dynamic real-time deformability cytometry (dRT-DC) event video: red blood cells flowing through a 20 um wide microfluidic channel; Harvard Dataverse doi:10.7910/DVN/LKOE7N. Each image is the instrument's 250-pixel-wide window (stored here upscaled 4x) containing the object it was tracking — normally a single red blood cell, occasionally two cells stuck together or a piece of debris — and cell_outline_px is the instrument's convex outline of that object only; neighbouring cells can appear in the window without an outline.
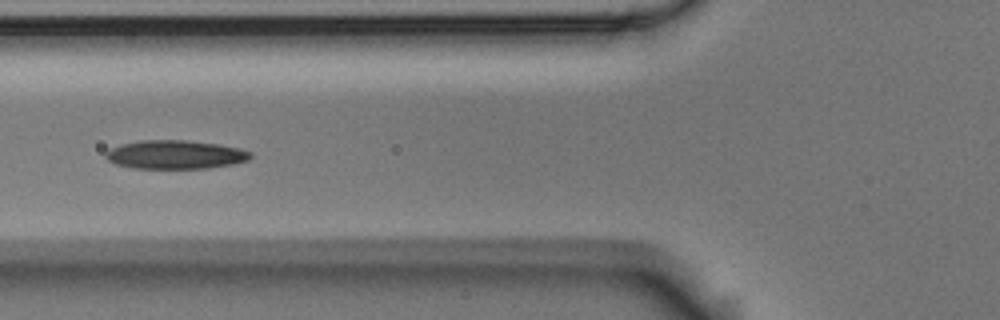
{"species": "Egyptian fruit bat (a non-hibernating species)", "species_latin": "Rousettus aegyptiacus", "temperature_condition": "room temperature", "stored_images_in_passage": 7, "camera_frame_rate_fps": 3000, "um_per_image_px": 0.085, "animal": {"sex": "male"}, "frame": {"image": 1, "passage_image": 5, "time_ms": 1.333, "image_size_px": [1000, 320], "cell_outline_px": [[252, 156], [248, 160], [232, 164], [208, 168], [132, 168], [116, 164], [108, 160], [104, 156], [104, 152], [120, 144], [140, 140], [184, 140], [216, 144], [240, 148], [252, 152]], "centroid_in_image_um": [14.88, 13.14], "position_along_channel_um": 110.9, "area_um2": 24.16}}
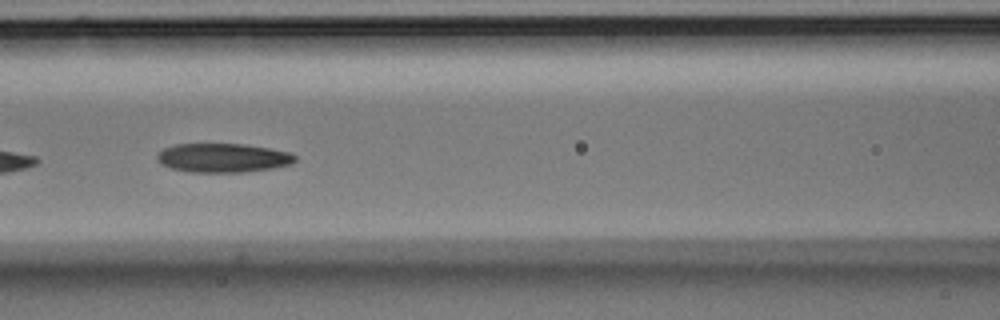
{"frame": {"image": 2, "passage_image": 6, "time_ms": 1.667, "image_size_px": [1000, 320], "cell_outline_px": [[296, 160], [292, 164], [272, 168], [244, 172], [188, 172], [172, 168], [160, 164], [156, 160], [156, 156], [164, 148], [176, 144], [244, 144], [268, 148], [288, 152], [296, 156]], "centroid_in_image_um": [18.93, 13.42], "position_along_channel_um": 147.7, "area_um2": 23.29}}
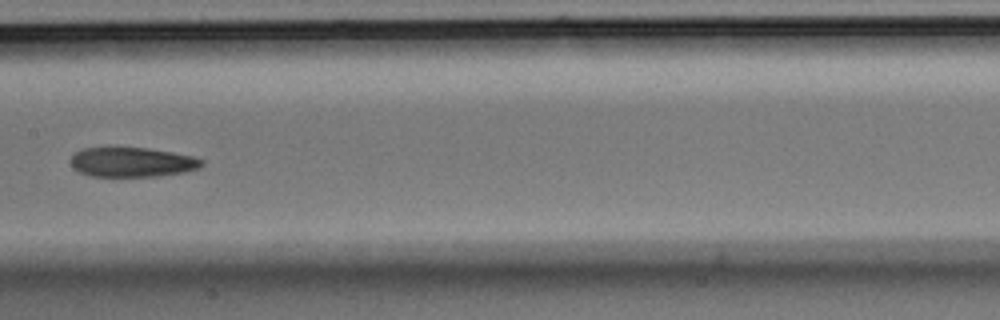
{"frame": {"image": 3, "passage_image": 7, "time_ms": 2.0, "image_size_px": [1000, 320], "cell_outline_px": [[204, 164], [200, 168], [184, 172], [160, 176], [92, 176], [80, 172], [72, 168], [72, 156], [76, 152], [84, 148], [108, 144], [148, 148], [172, 152], [192, 156], [204, 160]], "centroid_in_image_um": [11.21, 13.73], "position_along_channel_um": 196.2, "area_um2": 23.41}}